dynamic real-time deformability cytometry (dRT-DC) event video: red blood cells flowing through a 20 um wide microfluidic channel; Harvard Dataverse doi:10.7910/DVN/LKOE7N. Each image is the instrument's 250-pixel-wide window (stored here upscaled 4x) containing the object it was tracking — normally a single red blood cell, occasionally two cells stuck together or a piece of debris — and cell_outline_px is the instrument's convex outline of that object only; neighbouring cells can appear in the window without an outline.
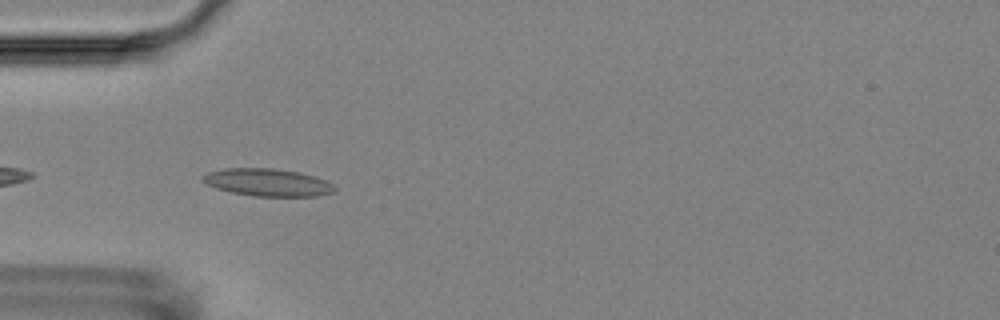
{"species": "Egyptian fruit bat (a non-hibernating species)", "species_latin": "Rousettus aegyptiacus", "temperature_condition": "room temperature", "stored_images_in_passage": 5, "camera_frame_rate_fps": 3000, "um_per_image_px": 0.085, "animal": {"sex": "female"}, "frame": {"image": 1, "passage_image": 4, "time_ms": 3.667, "image_size_px": [1000, 320], "cell_outline_px": [[336, 188], [332, 192], [316, 196], [256, 196], [232, 192], [216, 188], [200, 180], [208, 172], [224, 168], [272, 168], [300, 172], [324, 180], [332, 184]], "centroid_in_image_um": [22.73, 15.5], "position_along_channel_um": 62.3, "area_um2": 20.87}}
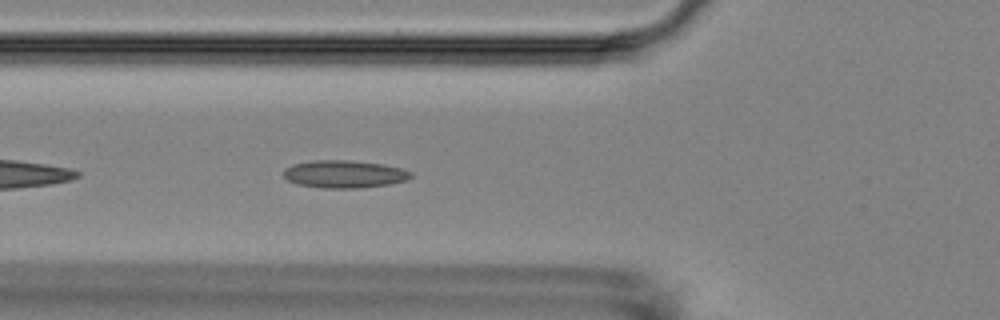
{"frame": {"image": 2, "passage_image": 5, "time_ms": 4.667, "image_size_px": [1000, 320], "cell_outline_px": [[412, 176], [408, 180], [388, 184], [360, 188], [320, 188], [296, 184], [288, 180], [284, 176], [284, 168], [292, 164], [316, 160], [348, 160], [380, 164], [400, 168], [412, 172]], "centroid_in_image_um": [29.24, 14.8], "position_along_channel_um": 96.6, "area_um2": 20.46}}